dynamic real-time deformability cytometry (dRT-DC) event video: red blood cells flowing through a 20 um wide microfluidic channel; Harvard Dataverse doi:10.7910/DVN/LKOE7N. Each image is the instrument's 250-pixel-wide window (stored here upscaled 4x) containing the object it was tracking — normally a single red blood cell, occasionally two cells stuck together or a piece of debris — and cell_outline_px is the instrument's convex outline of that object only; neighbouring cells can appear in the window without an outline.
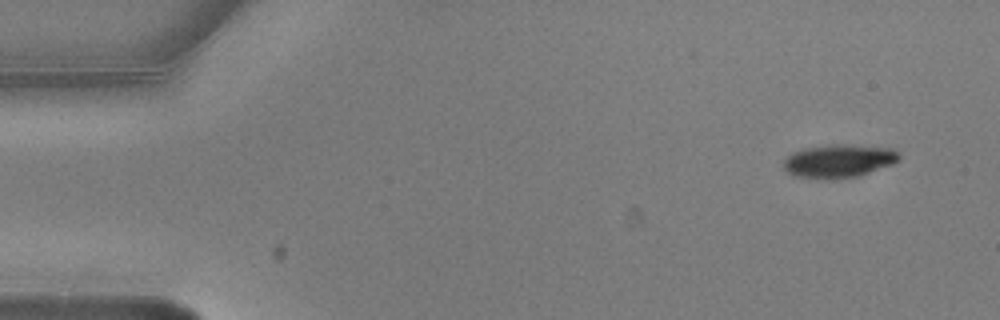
{"species": "common noctule bat (a hibernating species)", "species_latin": "Nyctalus noctula", "temperature_condition": "warm", "stored_images_in_passage": 6, "camera_frame_rate_fps": 3000, "um_per_image_px": 0.085, "animal": {"sex": "male", "body_mass_g": 20.5, "forearm_length_mm": 52.5}, "frame": {"image": 1, "passage_image": 1, "time_ms": 0.0, "image_size_px": [1000, 320], "cell_outline_px": [[900, 160], [892, 164], [860, 176], [792, 176], [784, 168], [784, 160], [792, 152], [808, 148], [828, 144], [844, 144], [896, 148], [900, 152]], "centroid_in_image_um": [71.38, 13.62], "position_along_channel_um": 13.6, "area_um2": 21.79}}
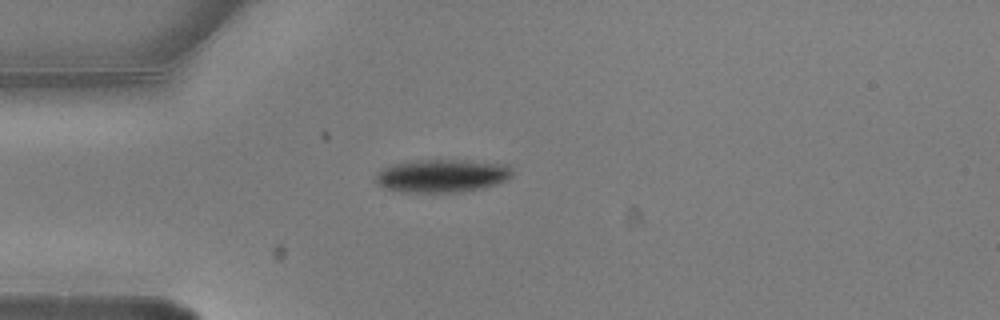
{"frame": {"image": 2, "passage_image": 4, "time_ms": 1.0, "image_size_px": [1000, 320], "cell_outline_px": [[512, 176], [508, 180], [484, 188], [460, 192], [404, 192], [388, 188], [380, 184], [376, 180], [376, 176], [384, 168], [392, 164], [416, 160], [468, 160], [508, 164], [512, 168]], "centroid_in_image_um": [37.67, 14.93], "position_along_channel_um": 47.3, "area_um2": 26.3}}
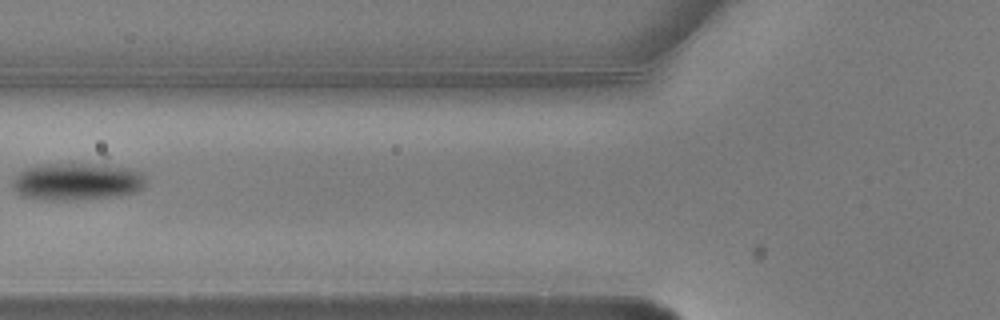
{"frame": {"image": 3, "passage_image": 6, "time_ms": 1.667, "image_size_px": [1000, 320], "cell_outline_px": [[148, 180], [144, 188], [136, 192], [120, 196], [72, 200], [40, 200], [24, 196], [16, 192], [12, 188], [12, 176], [16, 172], [24, 168], [104, 152], [140, 172]], "centroid_in_image_um": [6.7, 15.23], "position_along_channel_um": 119.1, "area_um2": 33.58}}